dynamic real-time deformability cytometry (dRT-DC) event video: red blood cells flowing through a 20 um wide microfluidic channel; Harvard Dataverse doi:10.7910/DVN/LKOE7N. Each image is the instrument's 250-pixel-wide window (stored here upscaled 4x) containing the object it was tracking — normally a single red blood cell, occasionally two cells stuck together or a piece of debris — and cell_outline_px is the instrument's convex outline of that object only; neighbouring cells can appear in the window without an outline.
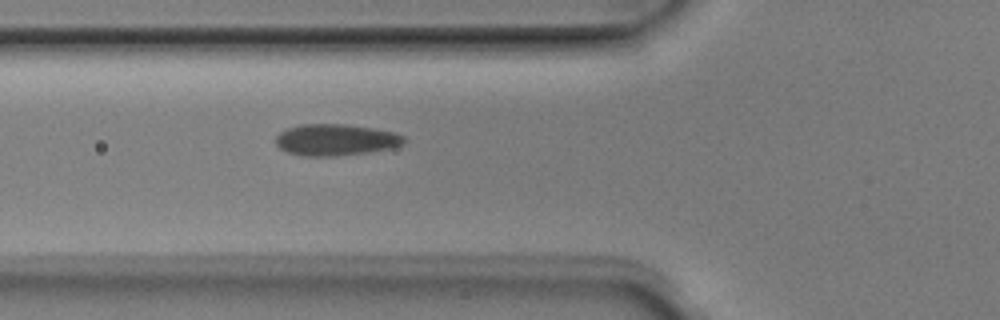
{"species": "Egyptian fruit bat (a non-hibernating species)", "species_latin": "Rousettus aegyptiacus", "temperature_condition": "room temperature", "stored_images_in_passage": 3, "camera_frame_rate_fps": 3000, "um_per_image_px": 0.085, "animal": {"sex": "male"}, "frame": {"image": 1, "passage_image": 3, "time_ms": 0.667, "image_size_px": [1000, 320], "cell_outline_px": [[408, 140], [404, 144], [392, 148], [368, 152], [332, 156], [304, 156], [288, 152], [280, 148], [276, 144], [276, 136], [280, 132], [288, 128], [300, 124], [344, 124], [376, 128], [392, 132], [404, 136]], "centroid_in_image_um": [28.56, 11.88], "position_along_channel_um": 97.2, "area_um2": 23.58}}